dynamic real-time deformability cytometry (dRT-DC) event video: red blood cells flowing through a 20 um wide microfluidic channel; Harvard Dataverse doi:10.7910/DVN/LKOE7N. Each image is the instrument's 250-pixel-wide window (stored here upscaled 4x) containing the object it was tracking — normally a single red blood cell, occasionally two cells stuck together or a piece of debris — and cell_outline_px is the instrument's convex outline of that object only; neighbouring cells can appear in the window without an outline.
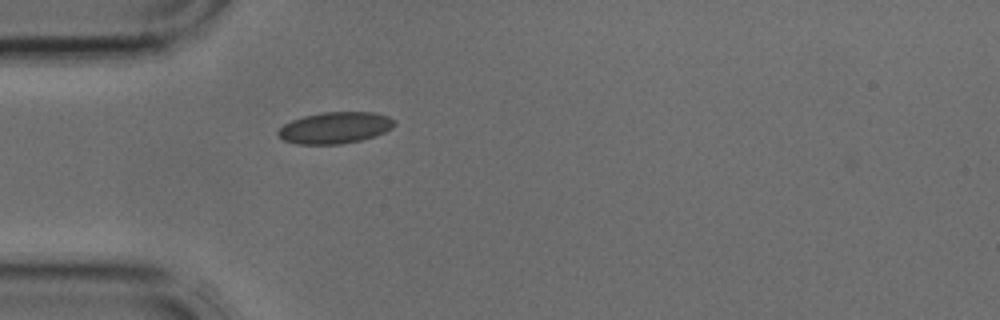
{"species": "common noctule bat (a hibernating species)", "species_latin": "Nyctalus noctula", "temperature_condition": "cold", "stored_images_in_passage": 2, "camera_frame_rate_fps": 3000, "um_per_image_px": 0.085, "animal": {"sex": "male", "body_mass_g": 17.9, "forearm_length_mm": 54.2}, "frame": {"image": 1, "passage_image": 2, "time_ms": 0.333, "image_size_px": [1000, 320], "cell_outline_px": [[396, 124], [392, 128], [376, 136], [360, 140], [340, 144], [296, 144], [284, 140], [276, 132], [284, 124], [292, 120], [304, 116], [324, 112], [376, 112], [388, 116], [396, 120]], "centroid_in_image_um": [28.51, 10.85], "position_along_channel_um": 56.5, "area_um2": 21.39}}